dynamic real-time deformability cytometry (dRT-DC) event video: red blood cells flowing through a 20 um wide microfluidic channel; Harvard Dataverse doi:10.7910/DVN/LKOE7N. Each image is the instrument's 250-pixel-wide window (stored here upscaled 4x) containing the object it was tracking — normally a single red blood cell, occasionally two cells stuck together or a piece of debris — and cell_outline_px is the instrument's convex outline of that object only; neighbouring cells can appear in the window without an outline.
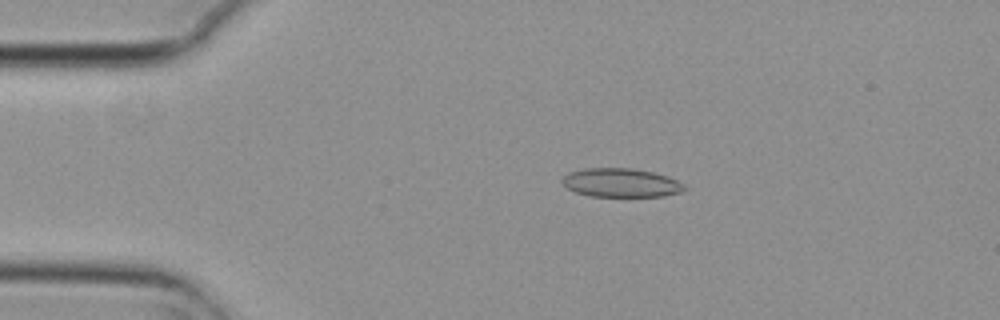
{"species": "common noctule bat (a hibernating species)", "species_latin": "Nyctalus noctula", "temperature_condition": "cold", "stored_images_in_passage": 5, "camera_frame_rate_fps": 3000, "um_per_image_px": 0.085, "animal": {"sex": "female", "body_mass_g": 29.2, "forearm_length_mm": 56.3}, "frame": {"image": 1, "passage_image": 3, "time_ms": 0.667, "image_size_px": [1000, 320], "cell_outline_px": [[684, 188], [680, 192], [664, 196], [588, 196], [576, 192], [568, 188], [560, 180], [568, 172], [584, 168], [632, 168], [652, 172], [668, 176], [684, 184]], "centroid_in_image_um": [52.75, 15.53], "position_along_channel_um": 32.2, "area_um2": 20.4}}
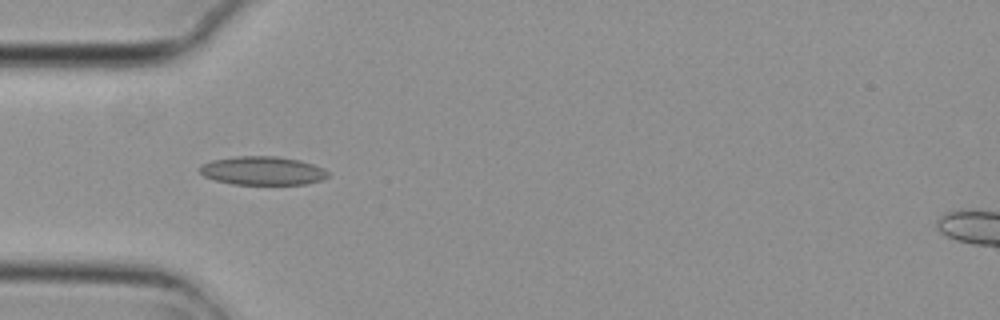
{"frame": {"image": 2, "passage_image": 4, "time_ms": 1.0, "image_size_px": [1000, 320], "cell_outline_px": [[328, 176], [324, 180], [304, 184], [232, 184], [216, 180], [204, 176], [200, 172], [200, 164], [212, 160], [236, 156], [276, 156], [300, 160], [324, 168], [328, 172]], "centroid_in_image_um": [22.33, 14.51], "position_along_channel_um": 62.7, "area_um2": 21.39}}
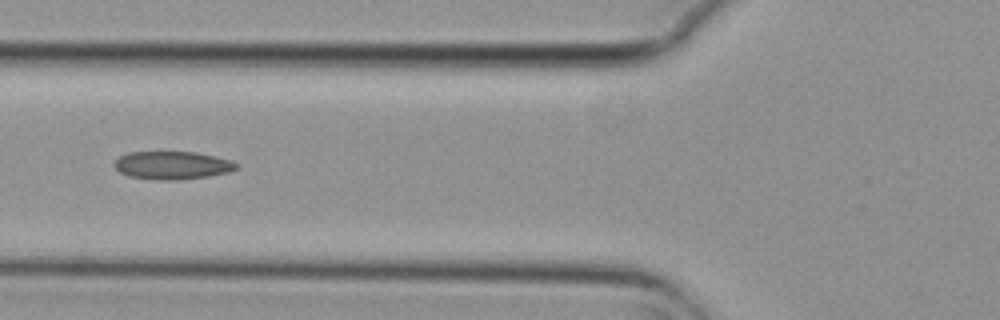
{"frame": {"image": 3, "passage_image": 5, "time_ms": 1.333, "image_size_px": [1000, 320], "cell_outline_px": [[240, 168], [228, 172], [208, 176], [180, 180], [156, 180], [128, 176], [120, 172], [112, 164], [120, 156], [128, 152], [196, 152], [232, 160], [240, 164]], "centroid_in_image_um": [14.67, 14.05], "position_along_channel_um": 111.1, "area_um2": 20.11}}